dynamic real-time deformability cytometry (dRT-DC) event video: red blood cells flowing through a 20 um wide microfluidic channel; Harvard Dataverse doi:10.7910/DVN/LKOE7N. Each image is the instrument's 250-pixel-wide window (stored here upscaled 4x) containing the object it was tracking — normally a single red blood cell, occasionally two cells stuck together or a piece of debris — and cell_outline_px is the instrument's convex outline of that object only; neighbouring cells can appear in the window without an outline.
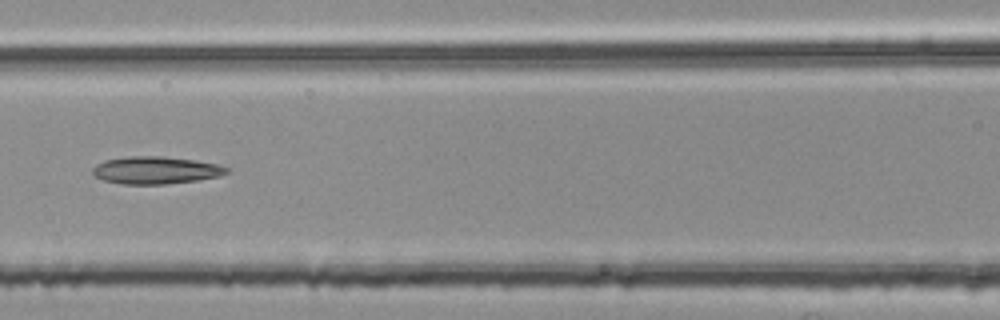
{"species": "common noctule bat (a hibernating species)", "species_latin": "Nyctalus noctula", "temperature_condition": "room temperature", "stored_images_in_passage": 41, "camera_frame_rate_fps": 3000, "um_per_image_px": 0.085, "animal": {"sex": "female", "body_mass_g": 25.1}, "frame": {"image": 1, "passage_image": 12, "time_ms": 3.667, "image_size_px": [1000, 320], "cell_outline_px": [[228, 172], [216, 176], [200, 180], [164, 184], [124, 184], [104, 180], [96, 176], [92, 172], [92, 168], [96, 164], [104, 160], [128, 156], [160, 156], [192, 160], [216, 164], [228, 168]], "centroid_in_image_um": [13.19, 14.47], "position_along_channel_um": 153.4, "area_um2": 21.15}}
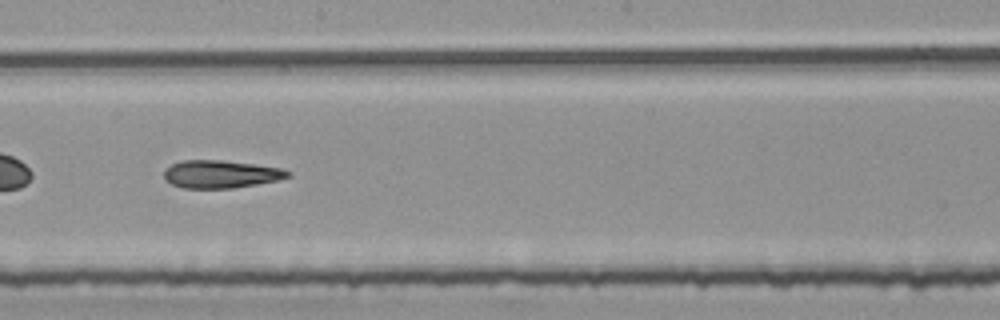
{"frame": {"image": 2, "passage_image": 18, "time_ms": 5.667, "image_size_px": [1000, 320], "cell_outline_px": [[292, 176], [276, 180], [256, 184], [232, 188], [184, 188], [172, 184], [164, 176], [164, 172], [172, 164], [180, 160], [220, 160], [284, 168], [292, 172]], "centroid_in_image_um": [18.81, 14.8], "position_along_channel_um": 229.4, "area_um2": 19.88}, "authors_computed_cell_mechanics": {"area_um2": 20.2878, "velocity_mm_per_s": 3.8181, "shape_relaxation_time_tau1_ms": null, "shape_relaxation_time_tau2_ms": 6.3101, "deformation_change_tau1": null, "deformation_change_tau2": 0.1955}}